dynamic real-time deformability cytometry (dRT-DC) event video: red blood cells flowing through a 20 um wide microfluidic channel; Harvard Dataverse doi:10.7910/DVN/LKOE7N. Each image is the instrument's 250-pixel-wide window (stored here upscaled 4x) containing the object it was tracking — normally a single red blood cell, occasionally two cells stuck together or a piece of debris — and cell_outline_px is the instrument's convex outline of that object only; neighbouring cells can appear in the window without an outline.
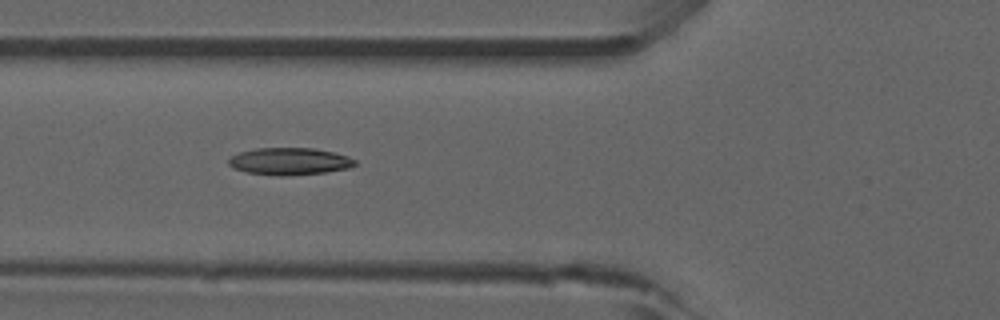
{"species": "common noctule bat (a hibernating species)", "species_latin": "Nyctalus noctula", "temperature_condition": "room temperature", "stored_images_in_passage": 39, "camera_frame_rate_fps": 3000, "um_per_image_px": 0.085, "animal": {"sex": "male", "forearm_length_mm": 52.5}, "frame": {"image": 1, "passage_image": 6, "time_ms": 1.667, "image_size_px": [1000, 320], "cell_outline_px": [[356, 164], [348, 168], [324, 172], [280, 176], [276, 176], [244, 172], [232, 168], [228, 164], [228, 160], [232, 156], [240, 152], [256, 148], [312, 148], [332, 152], [348, 156], [356, 160]], "centroid_in_image_um": [24.57, 13.71], "position_along_channel_um": 101.2, "area_um2": 19.94}, "authors_computed_cell_mechanics": {"area_um2": 19.1896, "velocity_mm_per_s": 3.8696, "shape_relaxation_time_tau1_ms": null, "shape_relaxation_time_tau2_ms": 3.589, "deformation_change_tau1": null, "deformation_change_tau2": 0.1092}}